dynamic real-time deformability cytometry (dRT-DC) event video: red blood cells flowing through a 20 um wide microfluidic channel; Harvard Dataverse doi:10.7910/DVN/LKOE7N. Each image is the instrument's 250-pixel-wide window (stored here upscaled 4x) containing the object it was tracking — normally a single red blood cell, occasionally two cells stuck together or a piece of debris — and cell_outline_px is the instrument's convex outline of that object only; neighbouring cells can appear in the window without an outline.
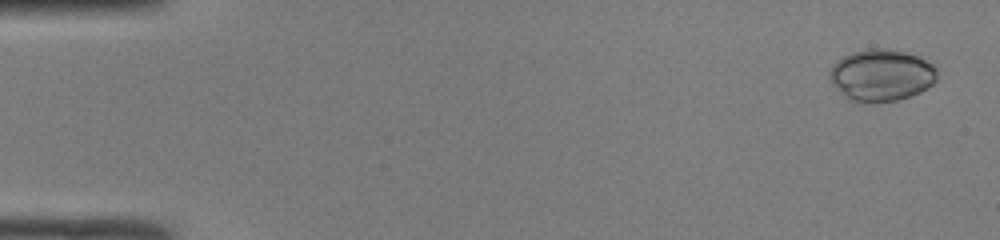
{"species": "common noctule bat (a hibernating species)", "species_latin": "Nyctalus noctula", "temperature_condition": "room temperature", "stored_images_in_passage": 46, "camera_frame_rate_fps": 3000, "um_per_image_px": 0.085, "animal": {"sex": "male", "body_mass_g": 19.0, "forearm_length_mm": 50.8}, "frame": {"image": 1, "passage_image": 2, "time_ms": 0.333, "image_size_px": [1000, 240], "cell_outline_px": [[936, 80], [932, 84], [920, 92], [896, 100], [864, 104], [848, 100], [828, 80], [828, 72], [832, 64], [836, 60], [852, 52], [868, 48], [888, 48], [904, 52], [916, 56], [932, 64], [936, 68]], "centroid_in_image_um": [74.84, 6.4], "position_along_channel_um": 10.2, "area_um2": 32.77}}
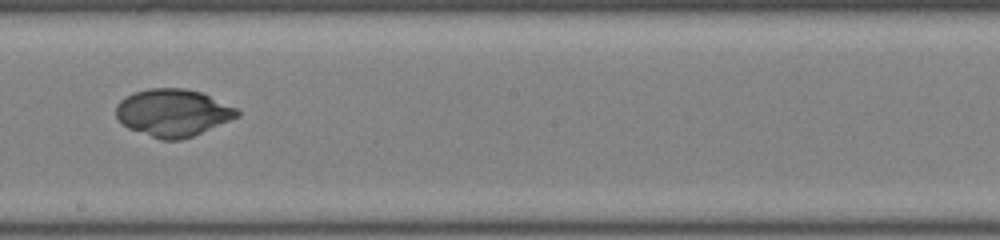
{"frame": {"image": 2, "passage_image": 28, "time_ms": 9.0, "image_size_px": [1000, 240], "cell_outline_px": [[240, 116], [192, 136], [180, 140], [160, 140], [128, 128], [120, 124], [116, 116], [116, 104], [120, 100], [136, 92], [148, 88], [184, 88], [200, 92], [236, 108], [240, 112]], "centroid_in_image_um": [14.67, 9.59], "position_along_channel_um": 233.5, "area_um2": 33.29}}
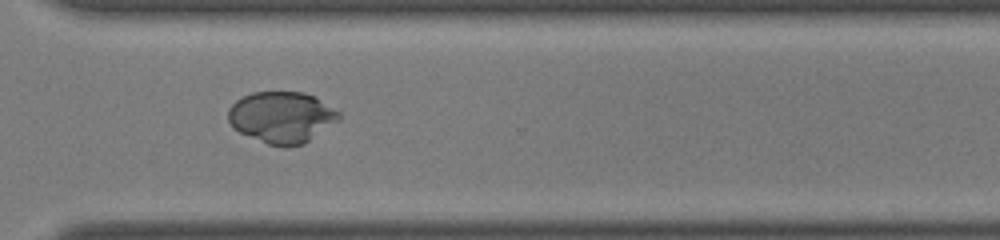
{"frame": {"image": 3, "passage_image": 36, "time_ms": 11.667, "image_size_px": [1000, 240], "cell_outline_px": [[340, 116], [336, 120], [304, 144], [288, 148], [284, 148], [268, 144], [240, 132], [232, 128], [228, 120], [228, 108], [236, 100], [252, 92], [304, 92], [316, 96], [340, 112]], "centroid_in_image_um": [23.92, 9.96], "position_along_channel_um": 346.7, "area_um2": 33.12}}